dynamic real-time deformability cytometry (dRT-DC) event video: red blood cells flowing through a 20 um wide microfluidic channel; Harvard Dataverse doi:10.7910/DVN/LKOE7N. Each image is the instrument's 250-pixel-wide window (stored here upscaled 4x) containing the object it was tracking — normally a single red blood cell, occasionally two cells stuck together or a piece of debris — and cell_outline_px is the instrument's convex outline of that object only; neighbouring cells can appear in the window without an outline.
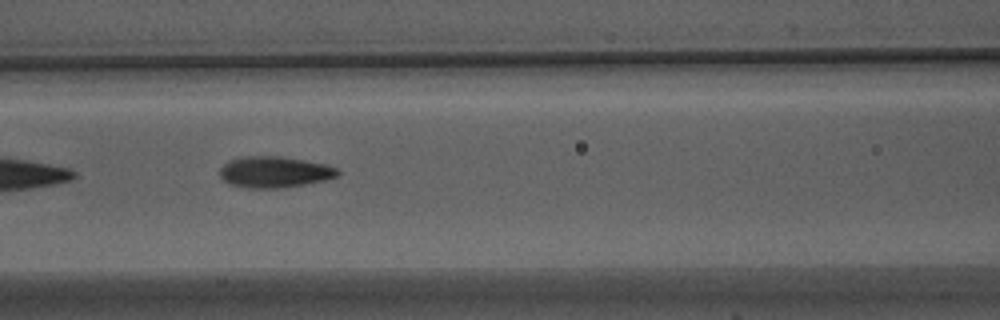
{"species": "Egyptian fruit bat (a non-hibernating species)", "species_latin": "Rousettus aegyptiacus", "temperature_condition": "warm", "stored_images_in_passage": 9, "camera_frame_rate_fps": 3000, "um_per_image_px": 0.085, "animal": {"sex": "male"}, "frame": {"image": 1, "passage_image": 6, "time_ms": 1.667, "image_size_px": [1000, 320], "cell_outline_px": [[340, 172], [336, 176], [324, 180], [304, 184], [276, 188], [248, 188], [232, 184], [224, 180], [220, 176], [220, 168], [228, 160], [244, 156], [280, 156], [328, 164], [336, 168]], "centroid_in_image_um": [23.32, 14.6], "position_along_channel_um": 143.3, "area_um2": 21.27}}